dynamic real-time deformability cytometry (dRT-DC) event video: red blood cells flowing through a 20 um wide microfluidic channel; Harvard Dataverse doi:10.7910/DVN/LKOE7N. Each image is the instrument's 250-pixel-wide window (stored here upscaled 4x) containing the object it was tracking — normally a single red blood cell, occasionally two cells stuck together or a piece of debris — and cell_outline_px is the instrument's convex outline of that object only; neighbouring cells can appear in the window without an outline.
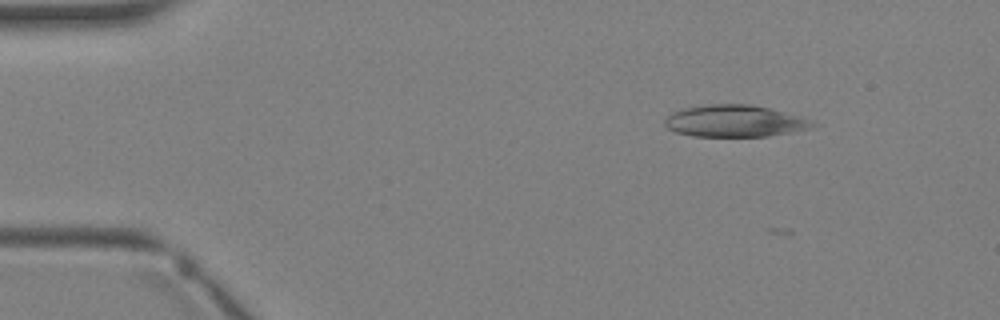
{"species": "Egyptian fruit bat (a non-hibernating species)", "species_latin": "Rousettus aegyptiacus", "temperature_condition": "warm", "stored_images_in_passage": 4, "camera_frame_rate_fps": 3000, "um_per_image_px": 0.085, "animal": {"sex": "female"}, "frame": {"image": 1, "passage_image": 2, "time_ms": 1.0, "image_size_px": [1000, 320], "cell_outline_px": [[820, 124], [816, 128], [768, 136], [692, 136], [676, 132], [668, 128], [664, 124], [664, 120], [672, 112], [684, 108], [704, 104], [748, 104], [768, 108], [784, 112]], "centroid_in_image_um": [62.45, 10.29], "position_along_channel_um": 22.5, "area_um2": 27.4}}